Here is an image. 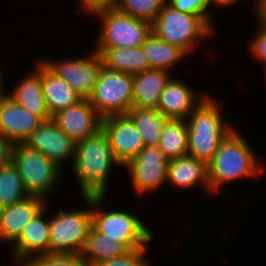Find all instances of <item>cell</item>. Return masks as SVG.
I'll use <instances>...</instances> for the list:
<instances>
[{"instance_id":"cell-1","label":"cell","mask_w":266,"mask_h":266,"mask_svg":"<svg viewBox=\"0 0 266 266\" xmlns=\"http://www.w3.org/2000/svg\"><path fill=\"white\" fill-rule=\"evenodd\" d=\"M114 165L122 167L115 159L102 128L89 138L77 142L71 169L82 196H107L109 173Z\"/></svg>"},{"instance_id":"cell-2","label":"cell","mask_w":266,"mask_h":266,"mask_svg":"<svg viewBox=\"0 0 266 266\" xmlns=\"http://www.w3.org/2000/svg\"><path fill=\"white\" fill-rule=\"evenodd\" d=\"M253 151L250 143L238 130L234 128L228 133L207 164L211 194L220 192L223 184L263 174V162L259 163L260 159Z\"/></svg>"},{"instance_id":"cell-3","label":"cell","mask_w":266,"mask_h":266,"mask_svg":"<svg viewBox=\"0 0 266 266\" xmlns=\"http://www.w3.org/2000/svg\"><path fill=\"white\" fill-rule=\"evenodd\" d=\"M221 106L209 95L187 117L188 156L208 164L234 127L224 123ZM222 116V117H221Z\"/></svg>"},{"instance_id":"cell-4","label":"cell","mask_w":266,"mask_h":266,"mask_svg":"<svg viewBox=\"0 0 266 266\" xmlns=\"http://www.w3.org/2000/svg\"><path fill=\"white\" fill-rule=\"evenodd\" d=\"M99 16L101 28L95 48H137L152 33V24L116 10L111 5H102L88 11Z\"/></svg>"},{"instance_id":"cell-5","label":"cell","mask_w":266,"mask_h":266,"mask_svg":"<svg viewBox=\"0 0 266 266\" xmlns=\"http://www.w3.org/2000/svg\"><path fill=\"white\" fill-rule=\"evenodd\" d=\"M107 196H92V227L99 233L107 235L113 242L124 243L130 250L149 248L153 232L143 219L134 213L112 209L100 210Z\"/></svg>"},{"instance_id":"cell-6","label":"cell","mask_w":266,"mask_h":266,"mask_svg":"<svg viewBox=\"0 0 266 266\" xmlns=\"http://www.w3.org/2000/svg\"><path fill=\"white\" fill-rule=\"evenodd\" d=\"M215 30L202 17L183 13L167 2L162 5L157 19L152 23V33L187 54L194 51L198 41L213 36Z\"/></svg>"},{"instance_id":"cell-7","label":"cell","mask_w":266,"mask_h":266,"mask_svg":"<svg viewBox=\"0 0 266 266\" xmlns=\"http://www.w3.org/2000/svg\"><path fill=\"white\" fill-rule=\"evenodd\" d=\"M11 161L30 196H40L47 200L55 192L56 186H59L62 168L24 143L13 144Z\"/></svg>"},{"instance_id":"cell-8","label":"cell","mask_w":266,"mask_h":266,"mask_svg":"<svg viewBox=\"0 0 266 266\" xmlns=\"http://www.w3.org/2000/svg\"><path fill=\"white\" fill-rule=\"evenodd\" d=\"M83 199L87 208L58 209L49 218L50 253L81 254L92 227V196Z\"/></svg>"},{"instance_id":"cell-9","label":"cell","mask_w":266,"mask_h":266,"mask_svg":"<svg viewBox=\"0 0 266 266\" xmlns=\"http://www.w3.org/2000/svg\"><path fill=\"white\" fill-rule=\"evenodd\" d=\"M132 88V74L102 66L89 101L102 118L124 115L132 107Z\"/></svg>"},{"instance_id":"cell-10","label":"cell","mask_w":266,"mask_h":266,"mask_svg":"<svg viewBox=\"0 0 266 266\" xmlns=\"http://www.w3.org/2000/svg\"><path fill=\"white\" fill-rule=\"evenodd\" d=\"M43 63L66 81L81 99H89L94 91L100 70L103 66L101 56L93 49L86 58L76 57L67 60L49 61Z\"/></svg>"},{"instance_id":"cell-11","label":"cell","mask_w":266,"mask_h":266,"mask_svg":"<svg viewBox=\"0 0 266 266\" xmlns=\"http://www.w3.org/2000/svg\"><path fill=\"white\" fill-rule=\"evenodd\" d=\"M169 159L158 146H145L123 168L129 172L136 194H149L167 183Z\"/></svg>"},{"instance_id":"cell-12","label":"cell","mask_w":266,"mask_h":266,"mask_svg":"<svg viewBox=\"0 0 266 266\" xmlns=\"http://www.w3.org/2000/svg\"><path fill=\"white\" fill-rule=\"evenodd\" d=\"M24 144L42 153L60 168H63L64 161L72 165L76 143L52 119L43 121Z\"/></svg>"},{"instance_id":"cell-13","label":"cell","mask_w":266,"mask_h":266,"mask_svg":"<svg viewBox=\"0 0 266 266\" xmlns=\"http://www.w3.org/2000/svg\"><path fill=\"white\" fill-rule=\"evenodd\" d=\"M102 130L122 168L145 147L139 130L126 114L102 118Z\"/></svg>"},{"instance_id":"cell-14","label":"cell","mask_w":266,"mask_h":266,"mask_svg":"<svg viewBox=\"0 0 266 266\" xmlns=\"http://www.w3.org/2000/svg\"><path fill=\"white\" fill-rule=\"evenodd\" d=\"M51 119L75 143L89 138L102 128V117L89 99H81L56 112Z\"/></svg>"},{"instance_id":"cell-15","label":"cell","mask_w":266,"mask_h":266,"mask_svg":"<svg viewBox=\"0 0 266 266\" xmlns=\"http://www.w3.org/2000/svg\"><path fill=\"white\" fill-rule=\"evenodd\" d=\"M42 122L7 94L0 98V133L12 144L25 143Z\"/></svg>"},{"instance_id":"cell-16","label":"cell","mask_w":266,"mask_h":266,"mask_svg":"<svg viewBox=\"0 0 266 266\" xmlns=\"http://www.w3.org/2000/svg\"><path fill=\"white\" fill-rule=\"evenodd\" d=\"M47 205L23 228L20 237L11 245L13 261H28L39 254L50 253L49 217H45ZM46 218V219H45Z\"/></svg>"},{"instance_id":"cell-17","label":"cell","mask_w":266,"mask_h":266,"mask_svg":"<svg viewBox=\"0 0 266 266\" xmlns=\"http://www.w3.org/2000/svg\"><path fill=\"white\" fill-rule=\"evenodd\" d=\"M176 78L171 77L161 92L157 109L167 119L186 120L208 96V93L199 94V97L188 83L186 84L185 81Z\"/></svg>"},{"instance_id":"cell-18","label":"cell","mask_w":266,"mask_h":266,"mask_svg":"<svg viewBox=\"0 0 266 266\" xmlns=\"http://www.w3.org/2000/svg\"><path fill=\"white\" fill-rule=\"evenodd\" d=\"M48 200L40 196L28 198L0 209V242L12 245L21 235L23 228L46 206Z\"/></svg>"},{"instance_id":"cell-19","label":"cell","mask_w":266,"mask_h":266,"mask_svg":"<svg viewBox=\"0 0 266 266\" xmlns=\"http://www.w3.org/2000/svg\"><path fill=\"white\" fill-rule=\"evenodd\" d=\"M36 69H33L28 76L22 79L15 86L14 90L6 94L20 106L24 107L33 114L39 116L43 121L52 118L50 115L45 97L43 94L41 80V60L36 63Z\"/></svg>"},{"instance_id":"cell-20","label":"cell","mask_w":266,"mask_h":266,"mask_svg":"<svg viewBox=\"0 0 266 266\" xmlns=\"http://www.w3.org/2000/svg\"><path fill=\"white\" fill-rule=\"evenodd\" d=\"M200 183V186L205 187L206 193L211 194L208 167L205 162L188 155L168 161L167 184L189 190Z\"/></svg>"},{"instance_id":"cell-21","label":"cell","mask_w":266,"mask_h":266,"mask_svg":"<svg viewBox=\"0 0 266 266\" xmlns=\"http://www.w3.org/2000/svg\"><path fill=\"white\" fill-rule=\"evenodd\" d=\"M168 70L149 68L133 75L132 107L157 108L160 95L171 79Z\"/></svg>"},{"instance_id":"cell-22","label":"cell","mask_w":266,"mask_h":266,"mask_svg":"<svg viewBox=\"0 0 266 266\" xmlns=\"http://www.w3.org/2000/svg\"><path fill=\"white\" fill-rule=\"evenodd\" d=\"M41 80L46 105L51 116L81 100L70 85L54 74L42 60Z\"/></svg>"},{"instance_id":"cell-23","label":"cell","mask_w":266,"mask_h":266,"mask_svg":"<svg viewBox=\"0 0 266 266\" xmlns=\"http://www.w3.org/2000/svg\"><path fill=\"white\" fill-rule=\"evenodd\" d=\"M93 49L101 56L103 66L109 70L135 75L150 68L141 47Z\"/></svg>"},{"instance_id":"cell-24","label":"cell","mask_w":266,"mask_h":266,"mask_svg":"<svg viewBox=\"0 0 266 266\" xmlns=\"http://www.w3.org/2000/svg\"><path fill=\"white\" fill-rule=\"evenodd\" d=\"M130 251L124 243L113 242L107 235L91 227L81 255L90 266H96L104 261L122 257Z\"/></svg>"},{"instance_id":"cell-25","label":"cell","mask_w":266,"mask_h":266,"mask_svg":"<svg viewBox=\"0 0 266 266\" xmlns=\"http://www.w3.org/2000/svg\"><path fill=\"white\" fill-rule=\"evenodd\" d=\"M140 47L150 68L169 71L187 56L184 50L160 40L154 33Z\"/></svg>"},{"instance_id":"cell-26","label":"cell","mask_w":266,"mask_h":266,"mask_svg":"<svg viewBox=\"0 0 266 266\" xmlns=\"http://www.w3.org/2000/svg\"><path fill=\"white\" fill-rule=\"evenodd\" d=\"M126 115L139 130L145 146H159L167 118L157 108L131 107Z\"/></svg>"},{"instance_id":"cell-27","label":"cell","mask_w":266,"mask_h":266,"mask_svg":"<svg viewBox=\"0 0 266 266\" xmlns=\"http://www.w3.org/2000/svg\"><path fill=\"white\" fill-rule=\"evenodd\" d=\"M171 160L188 155V128L184 119H167L158 146Z\"/></svg>"},{"instance_id":"cell-28","label":"cell","mask_w":266,"mask_h":266,"mask_svg":"<svg viewBox=\"0 0 266 266\" xmlns=\"http://www.w3.org/2000/svg\"><path fill=\"white\" fill-rule=\"evenodd\" d=\"M29 196L13 162L0 165V209L18 203Z\"/></svg>"},{"instance_id":"cell-29","label":"cell","mask_w":266,"mask_h":266,"mask_svg":"<svg viewBox=\"0 0 266 266\" xmlns=\"http://www.w3.org/2000/svg\"><path fill=\"white\" fill-rule=\"evenodd\" d=\"M166 0H115L111 6L137 19L153 23Z\"/></svg>"},{"instance_id":"cell-30","label":"cell","mask_w":266,"mask_h":266,"mask_svg":"<svg viewBox=\"0 0 266 266\" xmlns=\"http://www.w3.org/2000/svg\"><path fill=\"white\" fill-rule=\"evenodd\" d=\"M27 262L30 266H90L81 254H39Z\"/></svg>"},{"instance_id":"cell-31","label":"cell","mask_w":266,"mask_h":266,"mask_svg":"<svg viewBox=\"0 0 266 266\" xmlns=\"http://www.w3.org/2000/svg\"><path fill=\"white\" fill-rule=\"evenodd\" d=\"M174 9L183 13L202 17L213 29L214 22L210 12L211 0H166Z\"/></svg>"},{"instance_id":"cell-32","label":"cell","mask_w":266,"mask_h":266,"mask_svg":"<svg viewBox=\"0 0 266 266\" xmlns=\"http://www.w3.org/2000/svg\"><path fill=\"white\" fill-rule=\"evenodd\" d=\"M148 248H140L131 250L126 255L114 258L112 260L104 261L96 266H150V259H146V252Z\"/></svg>"},{"instance_id":"cell-33","label":"cell","mask_w":266,"mask_h":266,"mask_svg":"<svg viewBox=\"0 0 266 266\" xmlns=\"http://www.w3.org/2000/svg\"><path fill=\"white\" fill-rule=\"evenodd\" d=\"M256 18L259 28L254 38L249 41L248 47L251 55L266 67V25L257 16Z\"/></svg>"},{"instance_id":"cell-34","label":"cell","mask_w":266,"mask_h":266,"mask_svg":"<svg viewBox=\"0 0 266 266\" xmlns=\"http://www.w3.org/2000/svg\"><path fill=\"white\" fill-rule=\"evenodd\" d=\"M13 144L0 133V165L11 161Z\"/></svg>"},{"instance_id":"cell-35","label":"cell","mask_w":266,"mask_h":266,"mask_svg":"<svg viewBox=\"0 0 266 266\" xmlns=\"http://www.w3.org/2000/svg\"><path fill=\"white\" fill-rule=\"evenodd\" d=\"M115 0H81L82 9L90 11L102 5H111Z\"/></svg>"},{"instance_id":"cell-36","label":"cell","mask_w":266,"mask_h":266,"mask_svg":"<svg viewBox=\"0 0 266 266\" xmlns=\"http://www.w3.org/2000/svg\"><path fill=\"white\" fill-rule=\"evenodd\" d=\"M256 14V16L266 25V0L258 5Z\"/></svg>"},{"instance_id":"cell-37","label":"cell","mask_w":266,"mask_h":266,"mask_svg":"<svg viewBox=\"0 0 266 266\" xmlns=\"http://www.w3.org/2000/svg\"><path fill=\"white\" fill-rule=\"evenodd\" d=\"M212 1V5L214 4L215 6L214 7H221V8H224V7H228V6H232L233 4H238L239 1H242V0H211Z\"/></svg>"},{"instance_id":"cell-38","label":"cell","mask_w":266,"mask_h":266,"mask_svg":"<svg viewBox=\"0 0 266 266\" xmlns=\"http://www.w3.org/2000/svg\"><path fill=\"white\" fill-rule=\"evenodd\" d=\"M1 72H2V70L0 69V98H2L6 94V92L3 91V89H4L3 88V84H4L3 82L4 81H3V77H2L3 74Z\"/></svg>"},{"instance_id":"cell-39","label":"cell","mask_w":266,"mask_h":266,"mask_svg":"<svg viewBox=\"0 0 266 266\" xmlns=\"http://www.w3.org/2000/svg\"><path fill=\"white\" fill-rule=\"evenodd\" d=\"M15 264H17L18 266H30V264L27 261H17V262L15 261L14 265Z\"/></svg>"},{"instance_id":"cell-40","label":"cell","mask_w":266,"mask_h":266,"mask_svg":"<svg viewBox=\"0 0 266 266\" xmlns=\"http://www.w3.org/2000/svg\"><path fill=\"white\" fill-rule=\"evenodd\" d=\"M263 1H265V0H256V1H255V4H254L255 9H253L254 12L257 10L258 5H259L260 3H262Z\"/></svg>"}]
</instances>
